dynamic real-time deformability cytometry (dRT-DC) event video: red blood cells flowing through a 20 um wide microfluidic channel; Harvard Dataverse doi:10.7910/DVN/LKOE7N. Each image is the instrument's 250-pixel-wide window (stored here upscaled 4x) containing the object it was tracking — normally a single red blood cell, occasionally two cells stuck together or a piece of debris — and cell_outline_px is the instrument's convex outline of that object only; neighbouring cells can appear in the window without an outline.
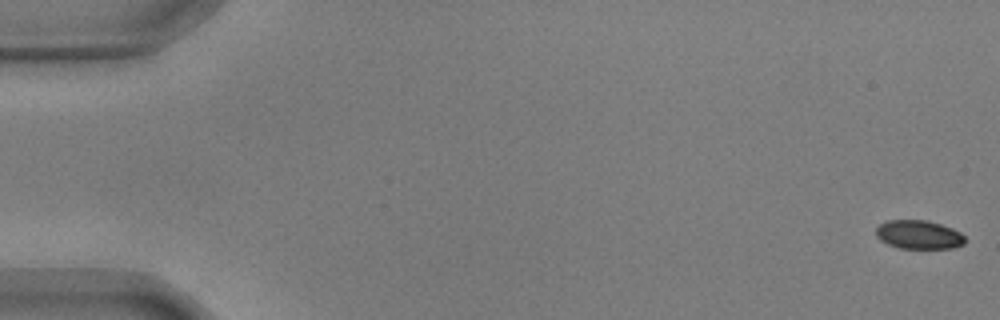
{"species": "common noctule bat (a hibernating species)", "species_latin": "Nyctalus noctula", "temperature_condition": "warm", "stored_images_in_passage": 56, "camera_frame_rate_fps": 3000, "um_per_image_px": 0.085, "animal": {"sex": "male", "body_mass_g": 17.9, "forearm_length_mm": 54.2}, "frame": {"image": 1, "passage_image": 1, "time_ms": 0.0, "image_size_px": [1000, 320], "cell_outline_px": [[964, 244], [952, 248], [900, 248], [888, 244], [880, 240], [876, 236], [876, 228], [880, 224], [888, 220], [928, 220], [952, 228], [960, 232], [964, 236]], "centroid_in_image_um": [78.08, 19.94], "position_along_channel_um": 6.9, "area_um2": 14.85}}
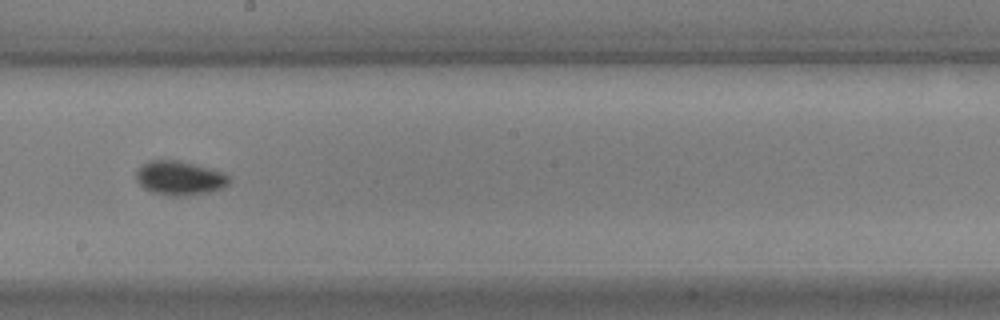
{"frame": {"image": 2, "passage_image": 32, "time_ms": 10.333, "image_size_px": [1000, 320], "cell_outline_px": [[232, 180], [228, 184], [220, 188], [208, 192], [180, 196], [176, 196], [152, 192], [144, 188], [136, 180], [136, 172], [140, 164], [148, 160], [180, 160], [224, 172], [232, 176]], "centroid_in_image_um": [15.27, 15.11], "position_along_channel_um": 232.9, "area_um2": 18.61}}
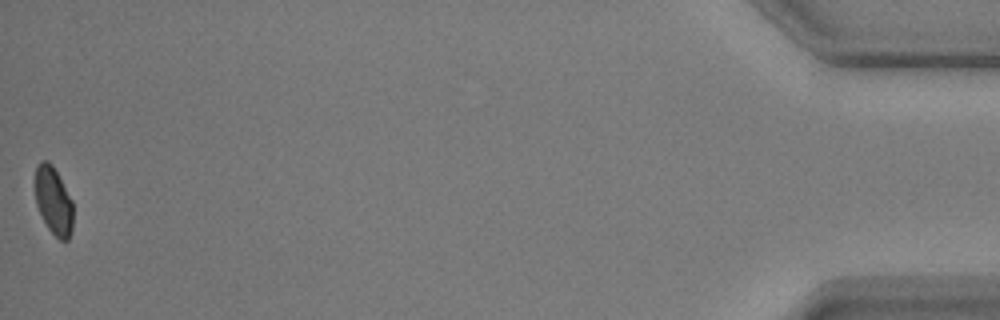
{"frame": {"image": 3, "passage_image": 56, "time_ms": 18.333, "image_size_px": [1000, 320], "cell_outline_px": [[72, 228], [68, 240], [60, 240], [48, 228], [36, 204], [36, 164], [40, 160], [48, 160], [52, 164], [72, 200]], "centroid_in_image_um": [4.55, 17.04], "position_along_channel_um": 430.7, "area_um2": 14.74}, "authors_computed_cell_mechanics": {"area_um2": 16.5597, "velocity_mm_per_s": 3.6327, "shape_relaxation_time_tau1_ms": 3.2853, "shape_relaxation_time_tau2_ms": null, "deformation_change_tau1": 0.087, "deformation_change_tau2": null}}